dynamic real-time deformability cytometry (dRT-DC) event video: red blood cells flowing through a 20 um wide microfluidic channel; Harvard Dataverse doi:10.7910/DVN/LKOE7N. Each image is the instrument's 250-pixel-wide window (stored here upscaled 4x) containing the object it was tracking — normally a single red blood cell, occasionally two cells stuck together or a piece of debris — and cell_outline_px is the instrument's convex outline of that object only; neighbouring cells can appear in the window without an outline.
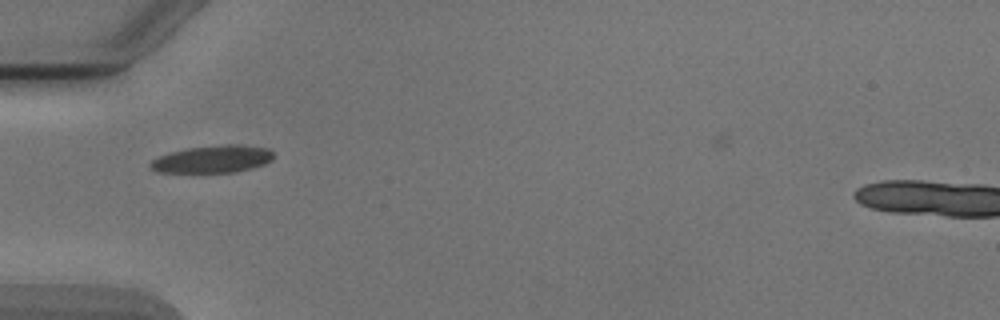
{"species": "Egyptian fruit bat (a non-hibernating species)", "species_latin": "Rousettus aegyptiacus", "temperature_condition": "cold", "stored_images_in_passage": 6, "camera_frame_rate_fps": 3000, "um_per_image_px": 0.085, "animal": {"sex": "male"}, "frame": {"image": 1, "passage_image": 3, "time_ms": 2.333, "image_size_px": [1000, 320], "cell_outline_px": [[272, 160], [264, 164], [236, 172], [156, 172], [148, 164], [152, 160], [160, 156], [172, 152], [188, 148], [224, 144], [236, 144], [268, 148], [272, 152]], "centroid_in_image_um": [18.08, 13.52], "position_along_channel_um": 66.9, "area_um2": 19.42}}
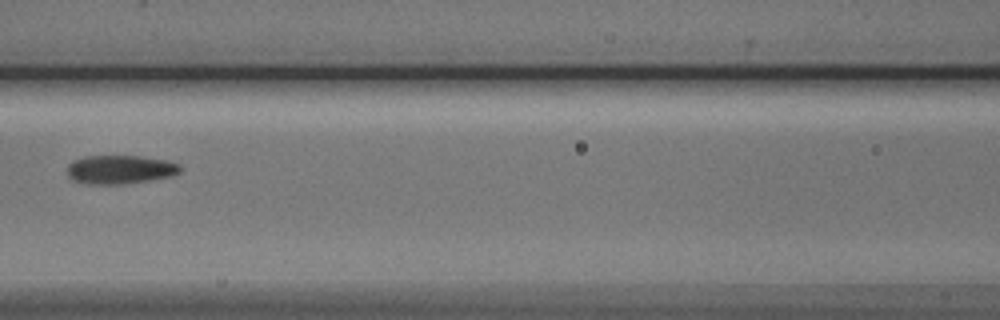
{"frame": {"image": 2, "passage_image": 5, "time_ms": 4.667, "image_size_px": [1000, 320], "cell_outline_px": [[180, 172], [172, 176], [148, 180], [120, 184], [88, 184], [72, 180], [68, 176], [68, 164], [72, 160], [84, 156], [140, 156], [168, 160], [180, 164]], "centroid_in_image_um": [10.19, 14.4], "position_along_channel_um": 156.4, "area_um2": 18.96}}
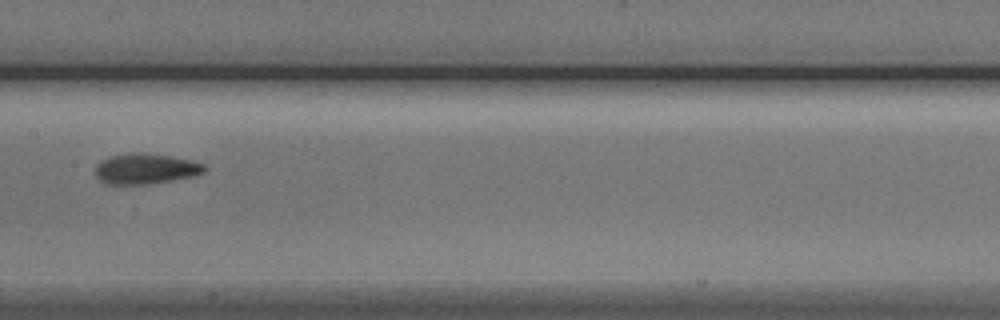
{"frame": {"image": 3, "passage_image": 6, "time_ms": 5.667, "image_size_px": [1000, 320], "cell_outline_px": [[208, 168], [204, 172], [196, 176], [172, 180], [144, 184], [108, 184], [100, 180], [96, 176], [96, 164], [100, 160], [112, 156], [132, 152], [168, 156], [192, 160], [204, 164]], "centroid_in_image_um": [12.4, 14.35], "position_along_channel_um": 195.0, "area_um2": 19.25}}